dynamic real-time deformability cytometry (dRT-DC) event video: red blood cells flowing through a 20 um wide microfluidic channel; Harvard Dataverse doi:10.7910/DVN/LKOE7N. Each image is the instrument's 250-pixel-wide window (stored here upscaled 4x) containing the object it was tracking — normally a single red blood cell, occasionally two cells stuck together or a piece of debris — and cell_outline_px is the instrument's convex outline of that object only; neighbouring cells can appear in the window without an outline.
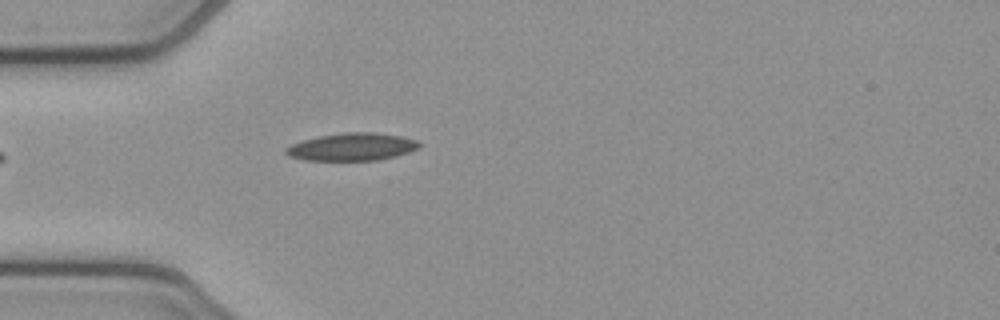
{"species": "common noctule bat (a hibernating species)", "species_latin": "Nyctalus noctula", "temperature_condition": "cold", "stored_images_in_passage": 22, "camera_frame_rate_fps": 3000, "um_per_image_px": 0.085, "animal": {"sex": "female", "body_mass_g": 21.9}, "frame": {"image": 1, "passage_image": 1, "time_ms": 0.0, "image_size_px": [1000, 320], "cell_outline_px": [[420, 148], [396, 156], [380, 160], [304, 160], [288, 156], [284, 152], [284, 148], [292, 144], [316, 136], [344, 132], [372, 132], [400, 136], [416, 140], [420, 144]], "centroid_in_image_um": [29.89, 12.48], "position_along_channel_um": 55.1, "area_um2": 21.5}}
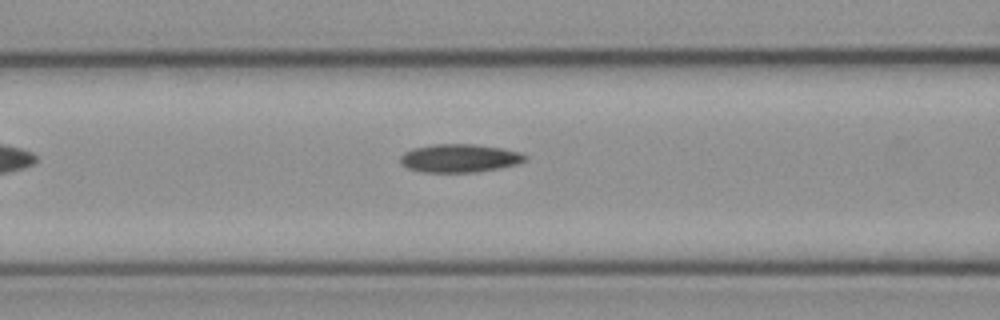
{"frame": {"image": 2, "passage_image": 7, "time_ms": 2.0, "image_size_px": [1000, 320], "cell_outline_px": [[528, 160], [516, 164], [500, 168], [476, 172], [420, 172], [408, 168], [400, 164], [400, 156], [404, 152], [412, 148], [432, 144], [476, 144], [504, 148], [520, 152], [528, 156]], "centroid_in_image_um": [39.07, 13.44], "position_along_channel_um": 127.5, "area_um2": 20.87}}
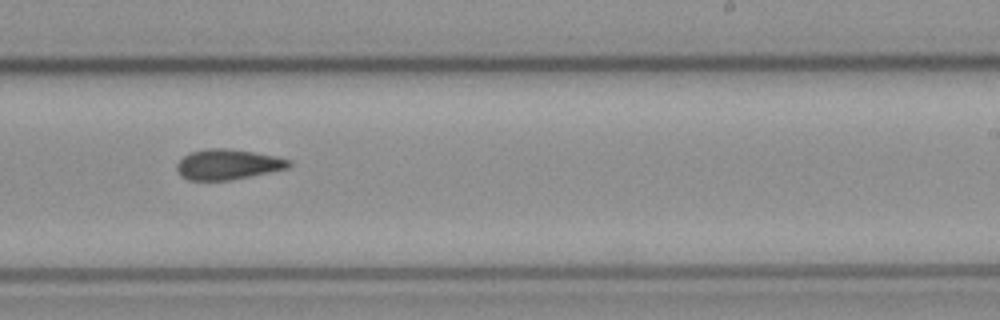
{"frame": {"image": 3, "passage_image": 18, "time_ms": 5.667, "image_size_px": [1000, 320], "cell_outline_px": [[292, 164], [288, 168], [228, 180], [188, 180], [180, 176], [176, 168], [176, 164], [184, 156], [192, 152], [208, 148], [228, 148], [276, 156], [292, 160]], "centroid_in_image_um": [19.35, 13.97], "position_along_channel_um": 269.6, "area_um2": 19.65}}